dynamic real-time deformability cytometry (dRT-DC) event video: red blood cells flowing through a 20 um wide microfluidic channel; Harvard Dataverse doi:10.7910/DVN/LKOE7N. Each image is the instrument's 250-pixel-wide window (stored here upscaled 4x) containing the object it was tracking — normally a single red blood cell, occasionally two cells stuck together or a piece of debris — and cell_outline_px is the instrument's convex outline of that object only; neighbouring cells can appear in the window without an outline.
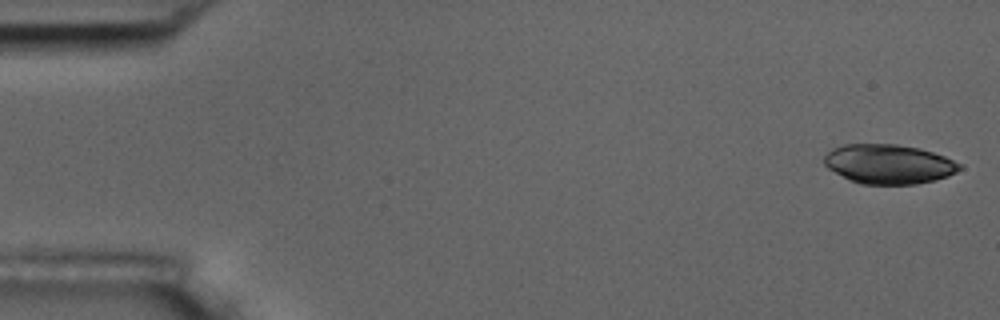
{"species": "common noctule bat (a hibernating species)", "species_latin": "Nyctalus noctula", "temperature_condition": "room temperature", "stored_images_in_passage": 54, "camera_frame_rate_fps": 3000, "um_per_image_px": 0.085, "animal": {"sex": "male", "body_mass_g": 17.5, "forearm_length_mm": 52.3}, "frame": {"image": 1, "passage_image": 1, "time_ms": 0.0, "image_size_px": [1000, 320], "cell_outline_px": [[964, 168], [948, 176], [916, 184], [860, 184], [828, 168], [824, 164], [824, 156], [832, 148], [844, 144], [896, 144], [920, 148], [944, 156], [960, 164]], "centroid_in_image_um": [75.54, 13.94], "position_along_channel_um": 9.5, "area_um2": 30.92}}